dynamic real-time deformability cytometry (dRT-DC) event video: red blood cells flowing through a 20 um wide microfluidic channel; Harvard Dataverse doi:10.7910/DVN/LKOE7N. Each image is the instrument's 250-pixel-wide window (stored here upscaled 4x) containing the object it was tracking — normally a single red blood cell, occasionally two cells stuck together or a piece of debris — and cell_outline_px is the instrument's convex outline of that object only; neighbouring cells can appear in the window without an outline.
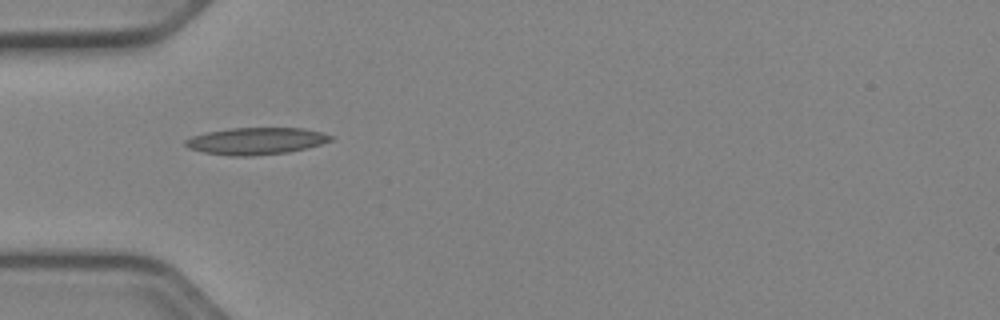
{"species": "Egyptian fruit bat (a non-hibernating species)", "species_latin": "Rousettus aegyptiacus", "temperature_condition": "cold", "stored_images_in_passage": 18, "camera_frame_rate_fps": 3000, "um_per_image_px": 0.085, "animal": {"sex": "female"}, "frame": {"image": 1, "passage_image": 2, "time_ms": 0.333, "image_size_px": [1000, 320], "cell_outline_px": [[332, 140], [320, 144], [288, 152], [248, 156], [228, 156], [204, 152], [188, 148], [184, 144], [184, 140], [192, 136], [208, 132], [232, 128], [304, 128], [320, 132], [332, 136]], "centroid_in_image_um": [21.72, 11.99], "position_along_channel_um": 63.3, "area_um2": 22.6}}
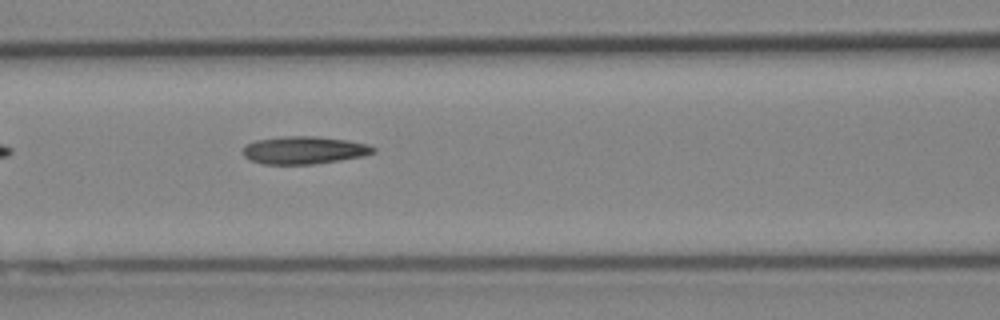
{"frame": {"image": 2, "passage_image": 8, "time_ms": 2.333, "image_size_px": [1000, 320], "cell_outline_px": [[376, 152], [364, 156], [340, 160], [312, 164], [264, 164], [252, 160], [244, 156], [244, 148], [248, 144], [256, 140], [284, 136], [316, 136], [348, 140], [368, 144], [376, 148]], "centroid_in_image_um": [25.91, 12.76], "position_along_channel_um": 140.7, "area_um2": 20.92}}
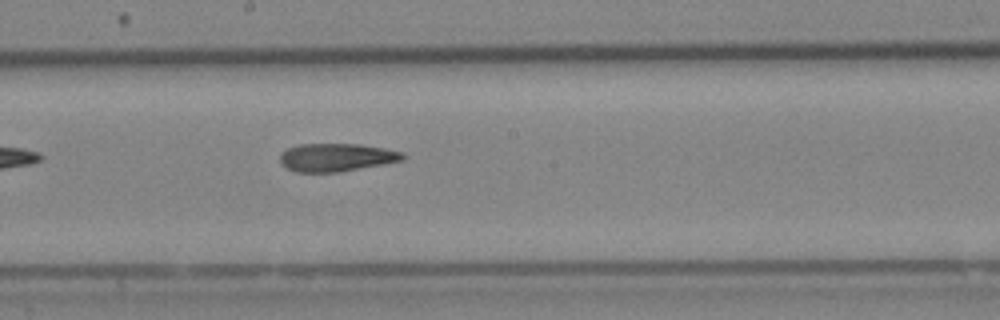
{"frame": {"image": 3, "passage_image": 14, "time_ms": 4.333, "image_size_px": [1000, 320], "cell_outline_px": [[404, 160], [336, 172], [296, 172], [288, 168], [280, 160], [280, 156], [288, 148], [300, 144], [360, 144], [384, 148], [404, 152]], "centroid_in_image_um": [28.62, 13.37], "position_along_channel_um": 219.6, "area_um2": 19.71}}